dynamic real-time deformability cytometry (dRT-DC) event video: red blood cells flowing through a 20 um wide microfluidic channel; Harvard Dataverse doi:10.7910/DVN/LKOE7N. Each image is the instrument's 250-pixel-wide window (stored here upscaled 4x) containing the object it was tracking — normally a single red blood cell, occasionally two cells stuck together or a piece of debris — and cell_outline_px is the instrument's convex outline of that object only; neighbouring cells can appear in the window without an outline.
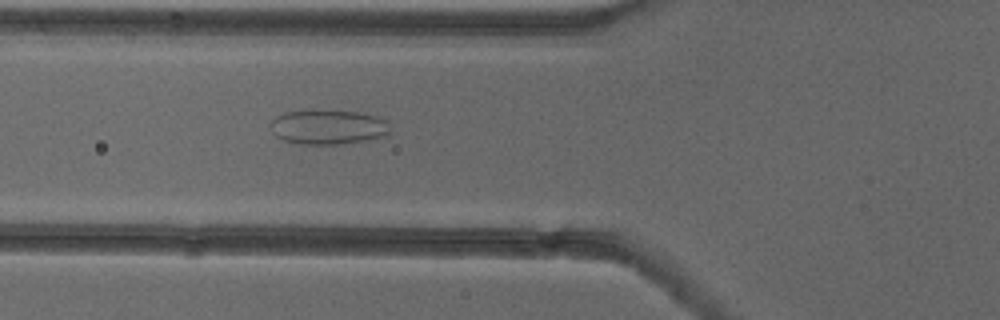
{"species": "common noctule bat (a hibernating species)", "species_latin": "Nyctalus noctula", "temperature_condition": "cold", "stored_images_in_passage": 36, "camera_frame_rate_fps": 3000, "um_per_image_px": 0.085, "animal": {"sex": "female"}, "frame": {"image": 1, "passage_image": 5, "time_ms": 1.333, "image_size_px": [1000, 320], "cell_outline_px": [[388, 136], [340, 144], [300, 144], [284, 140], [276, 136], [272, 132], [268, 124], [276, 116], [284, 112], [312, 108], [356, 112], [376, 116], [384, 120], [388, 132]], "centroid_in_image_um": [27.79, 10.77], "position_along_channel_um": 98.0, "area_um2": 24.45}}
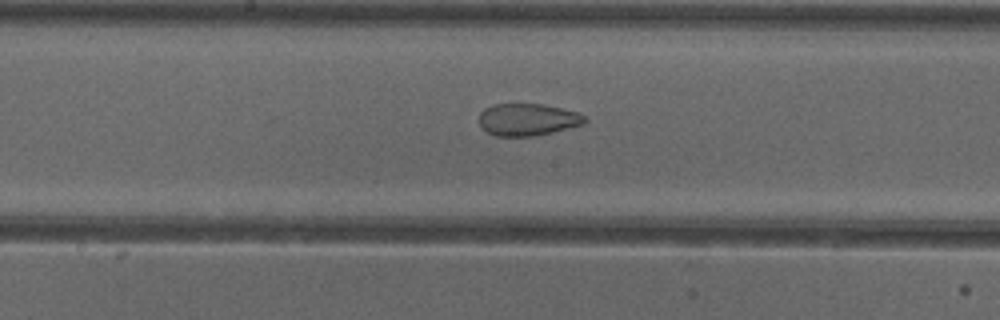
{"frame": {"image": 2, "passage_image": 13, "time_ms": 4.0, "image_size_px": [1000, 320], "cell_outline_px": [[588, 120], [584, 124], [552, 132], [532, 136], [496, 136], [488, 132], [480, 124], [480, 112], [484, 108], [492, 104], [544, 104], [580, 112]], "centroid_in_image_um": [44.88, 10.15], "position_along_channel_um": 203.3, "area_um2": 19.83}}
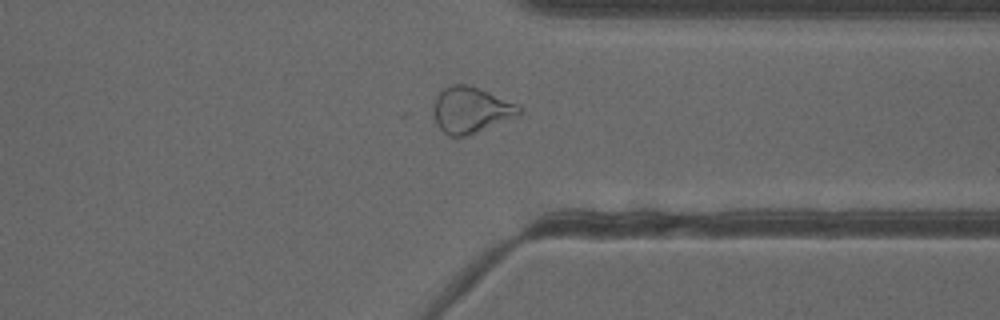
{"frame": {"image": 3, "passage_image": 26, "time_ms": 8.333, "image_size_px": [1000, 320], "cell_outline_px": [[520, 116], [468, 136], [448, 136], [436, 124], [432, 116], [432, 108], [436, 96], [444, 88], [452, 84], [464, 84], [488, 92], [520, 104]], "centroid_in_image_um": [40.02, 9.37], "position_along_channel_um": 371.4, "area_um2": 23.29}}